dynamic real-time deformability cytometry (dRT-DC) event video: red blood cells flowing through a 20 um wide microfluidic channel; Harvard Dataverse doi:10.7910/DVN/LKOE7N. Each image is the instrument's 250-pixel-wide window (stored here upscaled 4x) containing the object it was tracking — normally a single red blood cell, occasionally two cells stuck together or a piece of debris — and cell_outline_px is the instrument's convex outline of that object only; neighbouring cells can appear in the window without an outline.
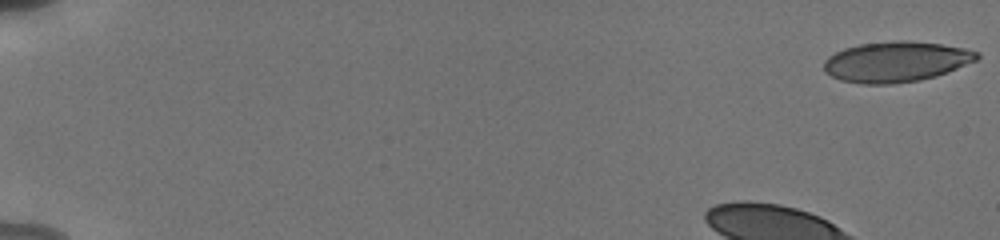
{"species": "human", "species_latin": "Homo sapiens", "temperature_condition": "cold", "stored_images_in_passage": 52, "camera_frame_rate_fps": 3000, "um_per_image_px": 0.085, "donor": {"sex": "male"}, "frame": {"image": 1, "passage_image": 1, "time_ms": 0.0, "image_size_px": [1000, 240], "cell_outline_px": [[980, 56], [976, 60], [936, 76], [920, 80], [892, 84], [860, 84], [840, 80], [824, 72], [824, 60], [828, 56], [844, 48], [860, 44], [896, 40], [908, 40], [940, 44], [964, 48], [980, 52]], "centroid_in_image_um": [76.14, 5.24], "position_along_channel_um": 8.9, "area_um2": 36.13}}
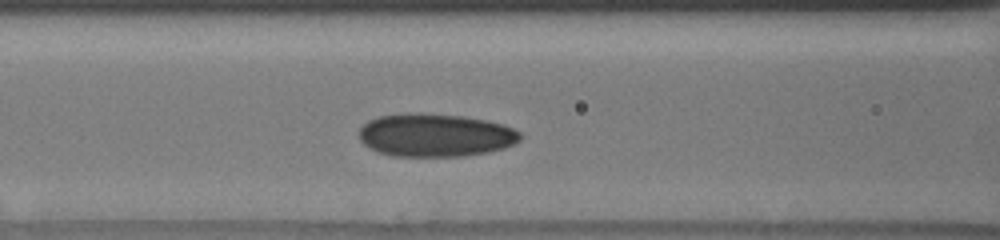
{"frame": {"image": 2, "passage_image": 21, "time_ms": 6.667, "image_size_px": [1000, 240], "cell_outline_px": [[520, 140], [504, 148], [488, 152], [460, 156], [392, 156], [368, 148], [360, 140], [360, 128], [368, 120], [380, 116], [408, 112], [420, 112], [464, 116], [488, 120], [504, 124], [520, 132]], "centroid_in_image_um": [36.99, 11.47], "position_along_channel_um": 129.6, "area_um2": 40.69}}
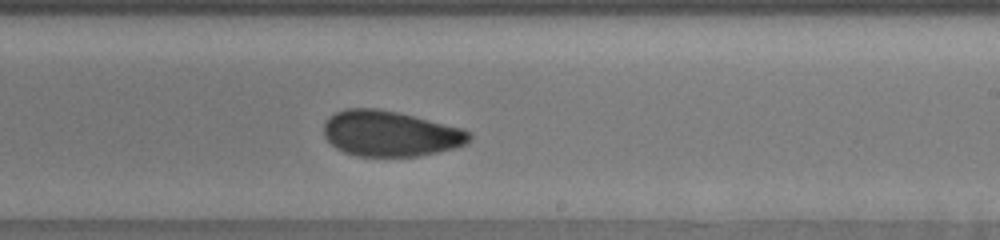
{"frame": {"image": 3, "passage_image": 31, "time_ms": 10.0, "image_size_px": [1000, 240], "cell_outline_px": [[472, 136], [464, 144], [452, 148], [436, 152], [416, 156], [356, 156], [344, 152], [336, 148], [324, 136], [324, 120], [328, 116], [344, 108], [376, 108], [400, 112], [464, 128], [472, 132]], "centroid_in_image_um": [33.15, 11.33], "position_along_channel_um": 255.8, "area_um2": 38.9}, "authors_computed_cell_mechanics": {"area_um2": 38.1191, "velocity_mm_per_s": 3.802, "shape_relaxation_time_tau1_ms": 11.1967, "shape_relaxation_time_tau2_ms": 1.491, "deformation_change_tau1": 0.1918, "deformation_change_tau2": 0.0621}}